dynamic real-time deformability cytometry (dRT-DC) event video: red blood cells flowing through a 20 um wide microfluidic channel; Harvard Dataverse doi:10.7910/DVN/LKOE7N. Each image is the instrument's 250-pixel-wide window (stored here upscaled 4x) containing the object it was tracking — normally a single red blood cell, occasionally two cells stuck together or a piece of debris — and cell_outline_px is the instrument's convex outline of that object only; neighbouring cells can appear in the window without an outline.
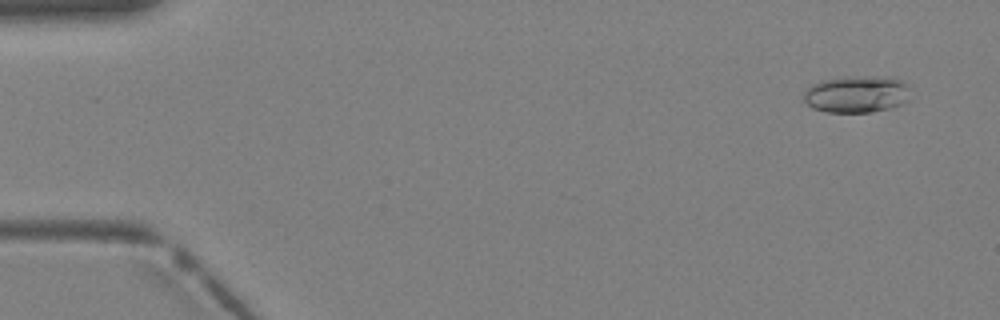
{"species": "Egyptian fruit bat (a non-hibernating species)", "species_latin": "Rousettus aegyptiacus", "temperature_condition": "warm", "stored_images_in_passage": 4, "camera_frame_rate_fps": 3000, "um_per_image_px": 0.085, "animal": {"sex": "female"}, "frame": {"image": 1, "passage_image": 1, "time_ms": 0.0, "image_size_px": [1000, 320], "cell_outline_px": [[908, 100], [892, 108], [872, 112], [828, 112], [812, 108], [804, 100], [804, 92], [812, 84], [820, 80], [868, 76], [892, 76], [908, 84]], "centroid_in_image_um": [72.84, 8.01], "position_along_channel_um": 12.2, "area_um2": 22.95}}